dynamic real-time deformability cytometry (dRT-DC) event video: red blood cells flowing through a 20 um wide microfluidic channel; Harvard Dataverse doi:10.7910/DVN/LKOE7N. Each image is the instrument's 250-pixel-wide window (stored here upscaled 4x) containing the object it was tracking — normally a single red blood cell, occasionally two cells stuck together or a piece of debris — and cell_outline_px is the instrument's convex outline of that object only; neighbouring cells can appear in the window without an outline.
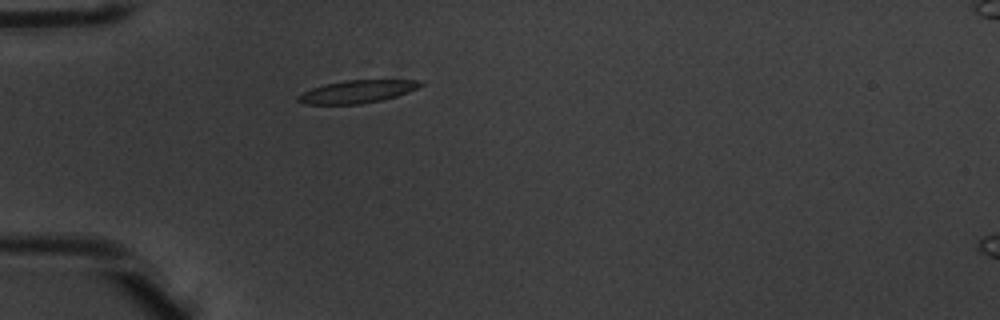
{"species": "common noctule bat (a hibernating species)", "species_latin": "Nyctalus noctula", "temperature_condition": "warm", "stored_images_in_passage": 3, "camera_frame_rate_fps": 3000, "um_per_image_px": 0.085, "animal": {"sex": "male", "body_mass_g": 20.1, "forearm_length_mm": 53.5}, "frame": {"image": 1, "passage_image": 3, "time_ms": 0.667, "image_size_px": [1000, 320], "cell_outline_px": [[424, 84], [408, 92], [396, 96], [380, 100], [360, 104], [304, 104], [296, 100], [296, 96], [312, 88], [324, 84], [344, 80], [424, 80]], "centroid_in_image_um": [30.34, 7.78], "position_along_channel_um": 54.7, "area_um2": 16.18}}